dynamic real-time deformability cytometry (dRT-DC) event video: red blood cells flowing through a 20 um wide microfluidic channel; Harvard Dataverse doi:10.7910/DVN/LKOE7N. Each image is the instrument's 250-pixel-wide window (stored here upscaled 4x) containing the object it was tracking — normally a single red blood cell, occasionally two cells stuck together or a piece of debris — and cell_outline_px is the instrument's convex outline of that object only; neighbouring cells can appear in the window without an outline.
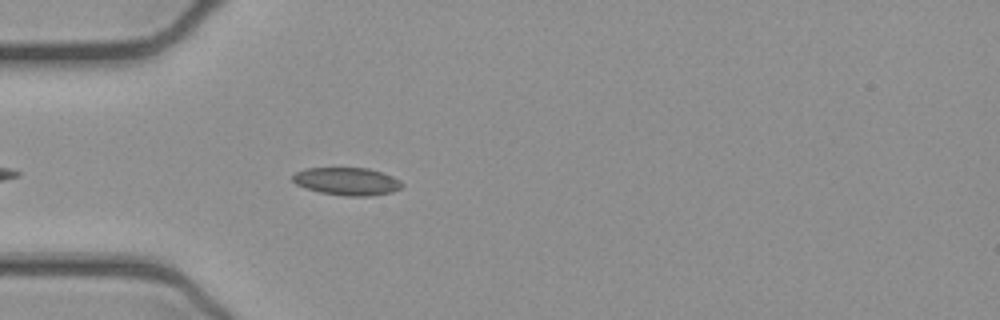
{"species": "common noctule bat (a hibernating species)", "species_latin": "Nyctalus noctula", "temperature_condition": "cold", "stored_images_in_passage": 15, "camera_frame_rate_fps": 3000, "um_per_image_px": 0.085, "animal": {"sex": "female", "body_mass_g": 21.9}, "frame": {"image": 1, "passage_image": 5, "time_ms": 1.333, "image_size_px": [1000, 320], "cell_outline_px": [[404, 184], [400, 188], [392, 192], [368, 196], [344, 196], [320, 192], [296, 184], [292, 180], [292, 176], [296, 172], [304, 168], [368, 168], [384, 172], [400, 180]], "centroid_in_image_um": [29.51, 15.41], "position_along_channel_um": 55.5, "area_um2": 17.69}}